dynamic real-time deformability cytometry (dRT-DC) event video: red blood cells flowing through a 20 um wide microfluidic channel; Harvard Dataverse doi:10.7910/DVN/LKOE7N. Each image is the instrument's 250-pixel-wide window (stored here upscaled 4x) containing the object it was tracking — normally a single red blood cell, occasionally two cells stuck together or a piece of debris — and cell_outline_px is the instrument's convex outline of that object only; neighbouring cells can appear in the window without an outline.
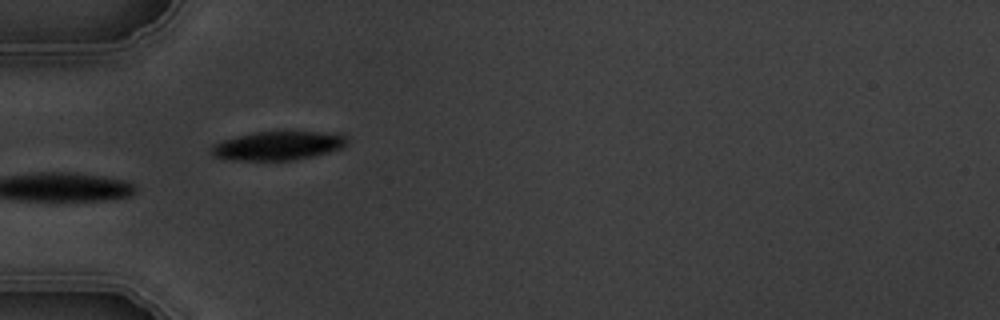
{"species": "common noctule bat (a hibernating species)", "species_latin": "Nyctalus noctula", "temperature_condition": "warm", "stored_images_in_passage": 13, "camera_frame_rate_fps": 3000, "um_per_image_px": 0.085, "animal": {"sex": "male", "body_mass_g": 19.5, "forearm_length_mm": 54.6}, "frame": {"image": 1, "passage_image": 3, "time_ms": 2.333, "image_size_px": [1000, 320], "cell_outline_px": [[348, 144], [340, 148], [328, 152], [296, 160], [232, 160], [212, 156], [212, 144], [224, 140], [252, 132], [344, 132], [348, 140]], "centroid_in_image_um": [23.68, 12.38], "position_along_channel_um": 61.3, "area_um2": 22.83}}
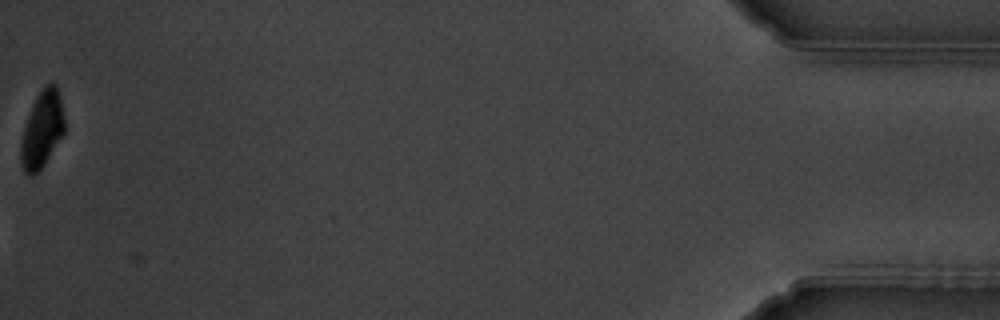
{"frame": {"image": 2, "passage_image": 13, "time_ms": 14.667, "image_size_px": [1000, 320], "cell_outline_px": [[64, 132], [40, 172], [32, 176], [28, 176], [24, 172], [20, 160], [20, 140], [24, 124], [32, 104], [36, 96], [44, 84], [56, 84], [60, 96], [64, 116]], "centroid_in_image_um": [3.54, 11.03], "position_along_channel_um": 431.7, "area_um2": 19.88}, "authors_computed_cell_mechanics": {"area_um2": 24.0448, "velocity_mm_per_s": 3.7498, "shape_relaxation_time_tau1_ms": 2.2777, "shape_relaxation_time_tau2_ms": null, "deformation_change_tau1": 0.1479, "deformation_change_tau2": null}}